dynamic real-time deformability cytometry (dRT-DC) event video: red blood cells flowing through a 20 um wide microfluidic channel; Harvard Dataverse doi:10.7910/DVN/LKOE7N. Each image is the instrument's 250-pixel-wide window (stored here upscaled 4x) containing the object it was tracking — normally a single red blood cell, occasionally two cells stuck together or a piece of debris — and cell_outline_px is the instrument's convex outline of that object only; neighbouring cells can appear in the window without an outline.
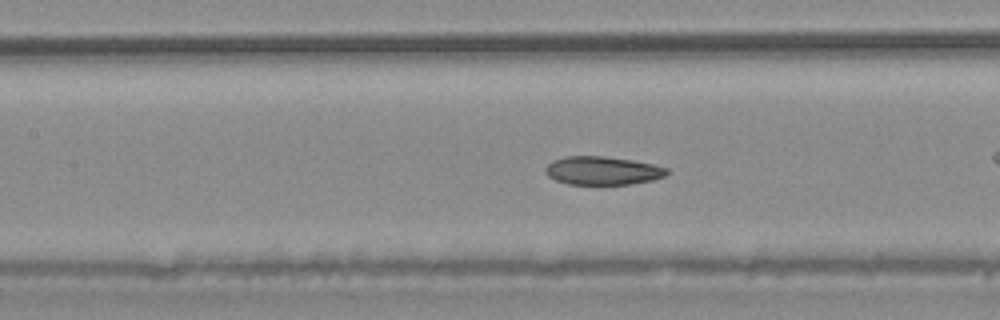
{"species": "common noctule bat (a hibernating species)", "species_latin": "Nyctalus noctula", "temperature_condition": "warm", "stored_images_in_passage": 46, "camera_frame_rate_fps": 3000, "um_per_image_px": 0.085, "animal": {"sex": "male", "body_mass_g": 20.4}, "frame": {"image": 1, "passage_image": 20, "time_ms": 6.333, "image_size_px": [1000, 320], "cell_outline_px": [[668, 172], [664, 176], [652, 180], [628, 184], [568, 184], [556, 180], [548, 176], [544, 172], [544, 168], [552, 160], [564, 156], [604, 156], [632, 160], [652, 164], [668, 168]], "centroid_in_image_um": [51.17, 14.49], "position_along_channel_um": 156.2, "area_um2": 20.06}}
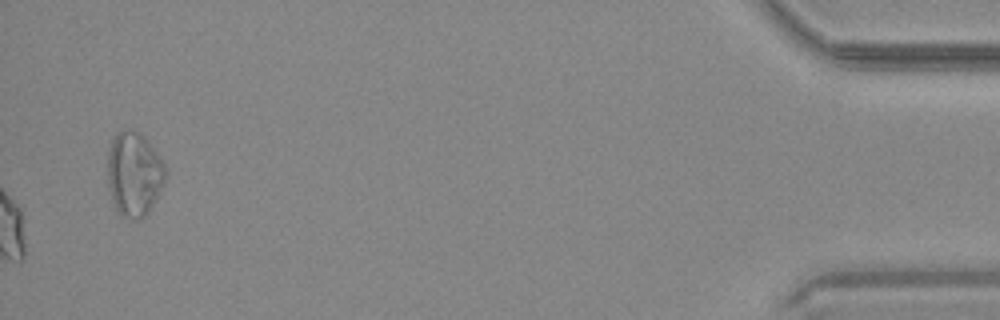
{"frame": {"image": 2, "passage_image": 46, "time_ms": 15.0, "image_size_px": [1000, 320], "cell_outline_px": [[168, 172], [152, 204], [144, 216], [136, 220], [132, 220], [120, 216], [116, 212], [108, 188], [108, 152], [112, 140], [116, 132], [124, 128], [128, 128], [144, 136], [156, 152], [164, 164]], "centroid_in_image_um": [11.36, 14.79], "position_along_channel_um": 423.8, "area_um2": 28.38}}